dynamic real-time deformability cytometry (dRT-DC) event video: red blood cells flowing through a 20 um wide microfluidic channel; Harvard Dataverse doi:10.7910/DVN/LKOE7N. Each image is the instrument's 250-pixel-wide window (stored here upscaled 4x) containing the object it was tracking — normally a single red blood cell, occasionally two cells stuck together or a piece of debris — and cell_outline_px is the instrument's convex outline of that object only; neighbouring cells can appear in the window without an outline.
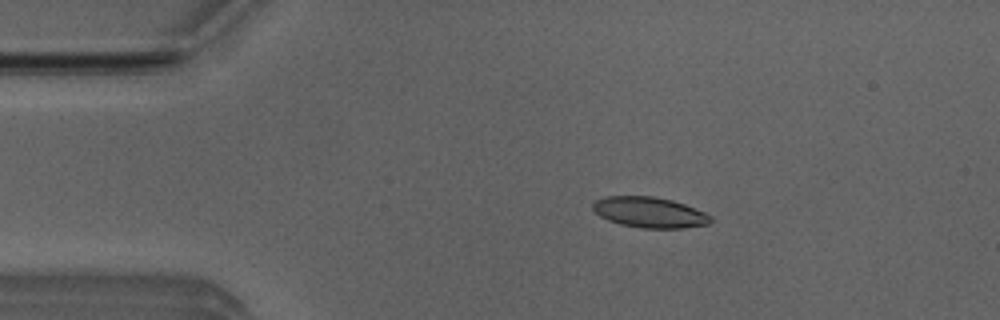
{"species": "Egyptian fruit bat (a non-hibernating species)", "species_latin": "Rousettus aegyptiacus", "temperature_condition": "room temperature", "stored_images_in_passage": 5, "camera_frame_rate_fps": 3000, "um_per_image_px": 0.085, "animal": {"sex": "male"}, "frame": {"image": 1, "passage_image": 3, "time_ms": 0.667, "image_size_px": [1000, 320], "cell_outline_px": [[712, 220], [708, 224], [684, 228], [640, 228], [620, 224], [608, 220], [600, 216], [592, 208], [592, 204], [596, 200], [604, 196], [652, 196], [672, 200], [684, 204], [704, 212], [712, 216]], "centroid_in_image_um": [55.2, 18.05], "position_along_channel_um": 29.8, "area_um2": 21.04}}